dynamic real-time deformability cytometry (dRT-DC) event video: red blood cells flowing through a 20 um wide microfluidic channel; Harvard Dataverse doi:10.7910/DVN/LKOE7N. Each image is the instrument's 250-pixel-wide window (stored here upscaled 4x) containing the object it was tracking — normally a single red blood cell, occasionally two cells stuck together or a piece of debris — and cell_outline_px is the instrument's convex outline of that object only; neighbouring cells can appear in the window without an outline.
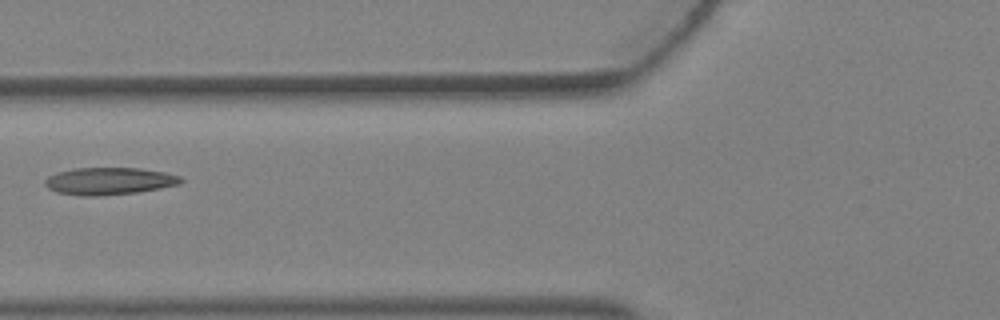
{"species": "Egyptian fruit bat (a non-hibernating species)", "species_latin": "Rousettus aegyptiacus", "temperature_condition": "warm", "stored_images_in_passage": 4, "camera_frame_rate_fps": 3000, "um_per_image_px": 0.085, "animal": {"sex": "female"}, "frame": {"image": 1, "passage_image": 4, "time_ms": 1.0, "image_size_px": [1000, 320], "cell_outline_px": [[184, 180], [180, 184], [160, 188], [136, 192], [96, 196], [80, 196], [56, 192], [48, 188], [44, 184], [44, 180], [48, 176], [56, 172], [76, 168], [140, 168], [164, 172], [180, 176]], "centroid_in_image_um": [9.25, 15.39], "position_along_channel_um": 116.5, "area_um2": 21.62}}